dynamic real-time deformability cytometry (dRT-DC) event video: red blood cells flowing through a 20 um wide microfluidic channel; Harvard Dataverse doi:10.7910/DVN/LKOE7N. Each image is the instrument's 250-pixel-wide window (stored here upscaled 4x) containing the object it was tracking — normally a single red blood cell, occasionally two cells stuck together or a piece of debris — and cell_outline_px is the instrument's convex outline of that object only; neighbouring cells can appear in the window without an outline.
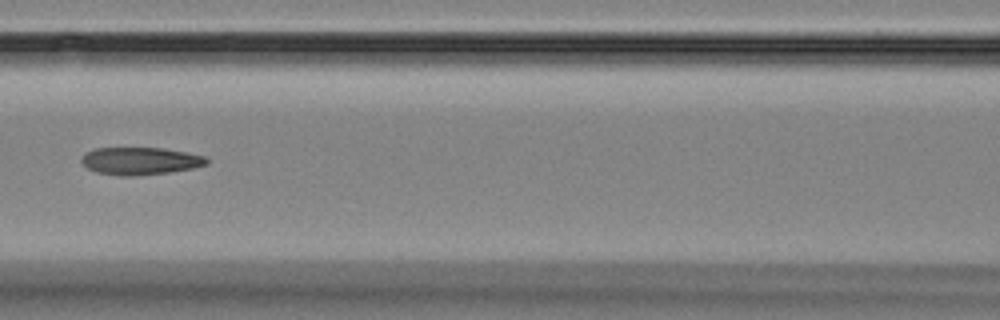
{"species": "Egyptian fruit bat (a non-hibernating species)", "species_latin": "Rousettus aegyptiacus", "temperature_condition": "room temperature", "stored_images_in_passage": 12, "camera_frame_rate_fps": 3000, "um_per_image_px": 0.085, "animal": {"sex": "female"}, "frame": {"image": 1, "passage_image": 4, "time_ms": 3.667, "image_size_px": [1000, 320], "cell_outline_px": [[208, 164], [192, 168], [168, 172], [136, 176], [120, 176], [96, 172], [88, 168], [80, 160], [80, 156], [84, 152], [96, 148], [164, 148], [204, 156], [208, 160]], "centroid_in_image_um": [11.87, 13.68], "position_along_channel_um": 154.7, "area_um2": 20.06}}
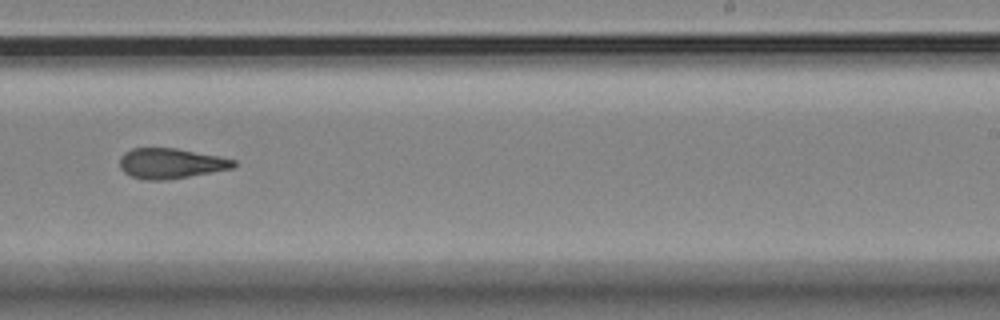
{"frame": {"image": 2, "passage_image": 7, "time_ms": 7.0, "image_size_px": [1000, 320], "cell_outline_px": [[236, 168], [168, 180], [144, 180], [132, 176], [124, 172], [120, 168], [120, 156], [124, 152], [132, 148], [176, 148], [220, 156], [236, 160]], "centroid_in_image_um": [14.54, 13.89], "position_along_channel_um": 274.5, "area_um2": 20.35}}
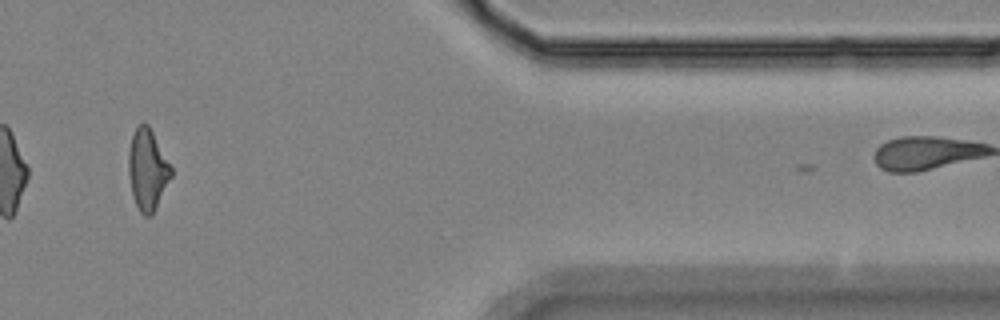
{"frame": {"image": 3, "passage_image": 11, "time_ms": 11.333, "image_size_px": [1000, 320], "cell_outline_px": [[172, 176], [152, 216], [144, 216], [140, 212], [132, 196], [128, 172], [128, 152], [132, 136], [136, 128], [144, 120], [148, 124], [172, 168]], "centroid_in_image_um": [12.53, 14.43], "position_along_channel_um": 398.9, "area_um2": 20.11}, "authors_computed_cell_mechanics": {"area_um2": 20.0855, "velocity_mm_per_s": 3.6085, "shape_relaxation_time_tau1_ms": null, "shape_relaxation_time_tau2_ms": 5.4606, "deformation_change_tau1": null, "deformation_change_tau2": 0.1466}}